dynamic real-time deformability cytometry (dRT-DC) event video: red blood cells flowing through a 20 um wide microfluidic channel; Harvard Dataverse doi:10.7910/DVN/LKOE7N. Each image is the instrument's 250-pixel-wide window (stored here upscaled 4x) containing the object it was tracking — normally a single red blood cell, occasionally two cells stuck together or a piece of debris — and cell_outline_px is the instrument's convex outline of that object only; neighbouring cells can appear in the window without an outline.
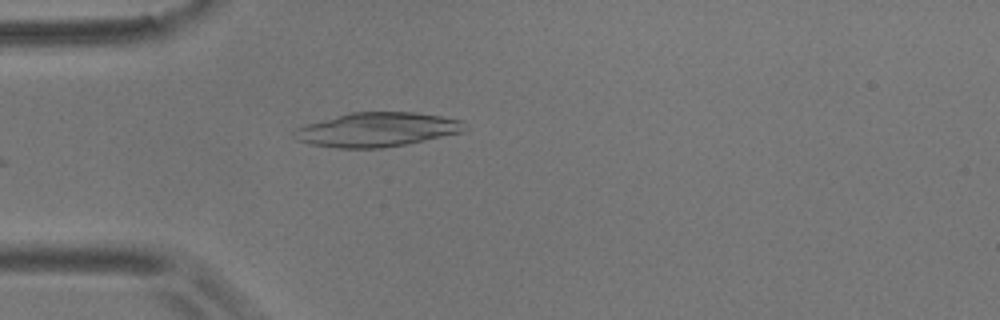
{"species": "common noctule bat (a hibernating species)", "species_latin": "Nyctalus noctula", "temperature_condition": "room temperature", "stored_images_in_passage": 6, "camera_frame_rate_fps": 3000, "um_per_image_px": 0.085, "animal": {"sex": "male", "body_mass_g": 17.9}, "frame": {"image": 1, "passage_image": 6, "time_ms": 6.0, "image_size_px": [1000, 320], "cell_outline_px": [[468, 128], [464, 132], [408, 144], [380, 148], [336, 148], [308, 144], [296, 140], [292, 136], [292, 132], [296, 128], [308, 124], [336, 116], [352, 112], [416, 112], [464, 120]], "centroid_in_image_um": [32.08, 11.02], "position_along_channel_um": 52.9, "area_um2": 34.28}}